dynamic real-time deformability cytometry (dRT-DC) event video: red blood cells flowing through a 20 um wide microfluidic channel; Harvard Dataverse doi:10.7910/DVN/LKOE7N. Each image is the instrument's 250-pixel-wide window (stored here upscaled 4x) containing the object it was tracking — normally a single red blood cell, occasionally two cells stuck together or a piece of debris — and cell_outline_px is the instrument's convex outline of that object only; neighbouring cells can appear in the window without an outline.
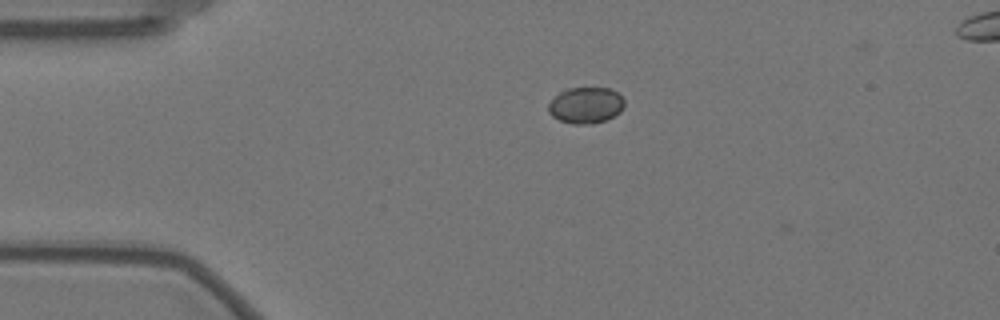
{"species": "Egyptian fruit bat (a non-hibernating species)", "species_latin": "Rousettus aegyptiacus", "temperature_condition": "warm", "stored_images_in_passage": 6, "camera_frame_rate_fps": 3000, "um_per_image_px": 0.085, "animal": {"sex": "female"}, "frame": {"image": 1, "passage_image": 3, "time_ms": 0.667, "image_size_px": [1000, 320], "cell_outline_px": [[624, 104], [620, 112], [604, 120], [592, 124], [572, 124], [560, 120], [552, 116], [548, 112], [548, 104], [564, 88], [608, 88], [616, 92], [624, 100]], "centroid_in_image_um": [49.76, 8.95], "position_along_channel_um": 35.2, "area_um2": 15.9}}